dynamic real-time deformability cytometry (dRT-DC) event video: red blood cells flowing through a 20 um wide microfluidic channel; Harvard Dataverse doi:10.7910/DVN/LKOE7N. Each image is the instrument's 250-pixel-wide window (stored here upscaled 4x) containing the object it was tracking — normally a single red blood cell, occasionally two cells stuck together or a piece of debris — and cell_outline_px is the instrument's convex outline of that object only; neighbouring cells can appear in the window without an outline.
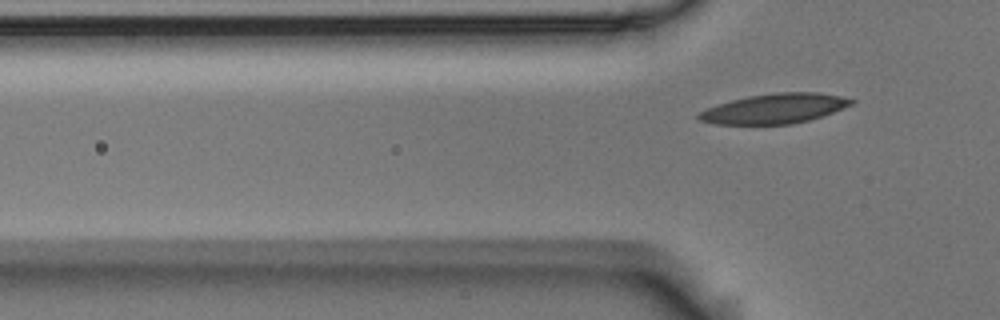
{"species": "Egyptian fruit bat (a non-hibernating species)", "species_latin": "Rousettus aegyptiacus", "temperature_condition": "room temperature", "stored_images_in_passage": 7, "segment_of_instrument_passage": [2, 2], "camera_frame_rate_fps": 3000, "um_per_image_px": 0.085, "animal": {"sex": "male"}, "frame": {"image": 1, "passage_image": 7, "time_ms": 2.0, "image_size_px": [1000, 320], "cell_outline_px": [[856, 100], [852, 104], [832, 112], [808, 120], [792, 124], [716, 124], [700, 120], [696, 116], [700, 112], [708, 108], [732, 100], [748, 96], [776, 92], [820, 92], [840, 96]], "centroid_in_image_um": [65.85, 9.22], "position_along_channel_um": 60.0, "area_um2": 26.18}}